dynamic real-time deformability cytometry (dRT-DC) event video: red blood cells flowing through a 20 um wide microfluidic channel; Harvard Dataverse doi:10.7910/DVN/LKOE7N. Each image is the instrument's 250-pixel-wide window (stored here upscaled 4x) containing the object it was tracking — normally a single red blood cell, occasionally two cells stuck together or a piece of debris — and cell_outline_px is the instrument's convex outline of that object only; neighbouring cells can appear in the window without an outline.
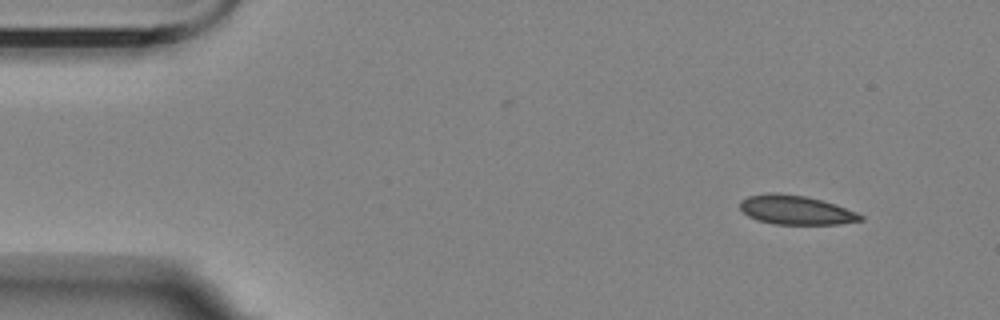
{"species": "Egyptian fruit bat (a non-hibernating species)", "species_latin": "Rousettus aegyptiacus", "temperature_condition": "room temperature", "stored_images_in_passage": 4, "camera_frame_rate_fps": 3000, "um_per_image_px": 0.085, "animal": {"sex": "female"}, "frame": {"image": 1, "passage_image": 1, "time_ms": 0.0, "image_size_px": [1000, 320], "cell_outline_px": [[864, 220], [840, 224], [776, 224], [756, 220], [748, 216], [740, 208], [740, 200], [748, 196], [768, 192], [776, 192], [804, 196], [836, 204], [856, 212], [864, 216]], "centroid_in_image_um": [67.64, 17.85], "position_along_channel_um": 17.4, "area_um2": 20.52}}
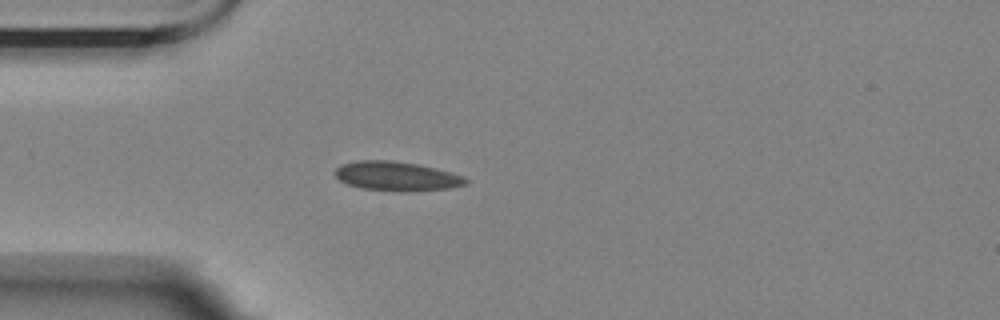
{"frame": {"image": 2, "passage_image": 4, "time_ms": 3.333, "image_size_px": [1000, 320], "cell_outline_px": [[468, 184], [452, 188], [404, 192], [400, 192], [360, 188], [348, 184], [340, 180], [332, 172], [340, 164], [360, 160], [392, 160], [416, 164], [436, 168], [464, 176], [468, 180]], "centroid_in_image_um": [33.71, 14.98], "position_along_channel_um": 51.3, "area_um2": 22.54}}